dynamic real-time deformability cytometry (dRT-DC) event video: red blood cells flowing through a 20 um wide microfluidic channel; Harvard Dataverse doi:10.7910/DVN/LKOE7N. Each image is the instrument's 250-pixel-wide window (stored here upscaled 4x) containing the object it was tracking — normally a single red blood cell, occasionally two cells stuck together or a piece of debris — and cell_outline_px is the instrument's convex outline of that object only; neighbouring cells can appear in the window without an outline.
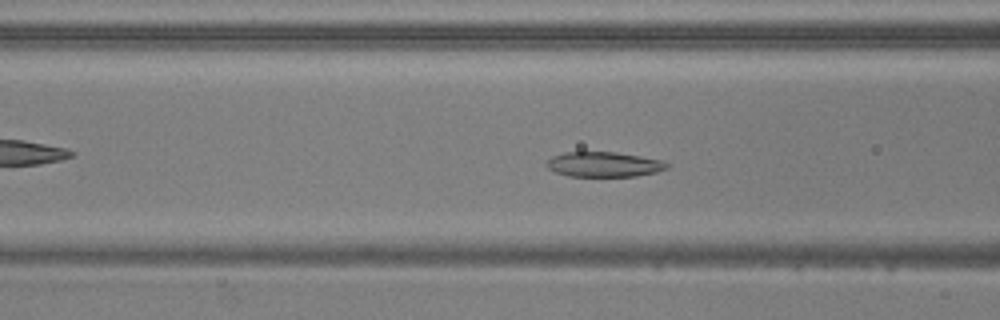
{"species": "common noctule bat (a hibernating species)", "species_latin": "Nyctalus noctula", "temperature_condition": "warm", "stored_images_in_passage": 53, "camera_frame_rate_fps": 3000, "um_per_image_px": 0.085, "animal": {"sex": "male", "body_mass_g": 20.5, "forearm_length_mm": 52.5}, "frame": {"image": 1, "passage_image": 21, "time_ms": 6.667, "image_size_px": [1000, 320], "cell_outline_px": [[668, 168], [656, 172], [636, 176], [568, 176], [556, 172], [548, 168], [544, 164], [552, 156], [564, 152], [616, 152], [640, 156], [660, 160], [668, 164]], "centroid_in_image_um": [51.3, 13.97], "position_along_channel_um": 115.3, "area_um2": 17.46}}
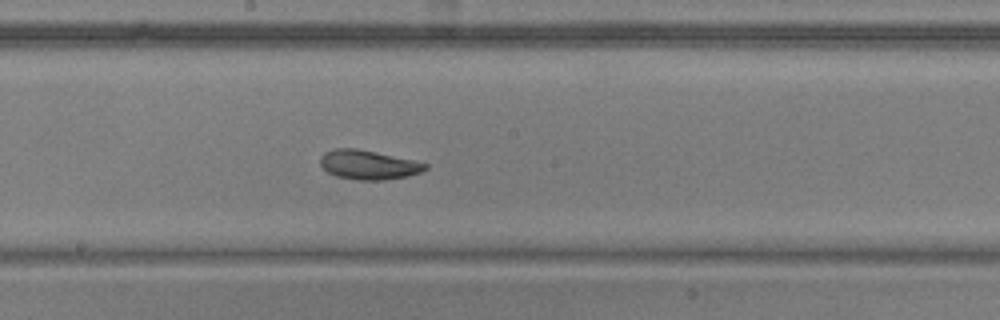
{"frame": {"image": 2, "passage_image": 29, "time_ms": 9.333, "image_size_px": [1000, 320], "cell_outline_px": [[428, 168], [420, 172], [408, 176], [384, 180], [356, 180], [336, 176], [328, 172], [320, 164], [320, 156], [324, 152], [336, 148], [356, 148], [376, 152], [412, 160], [428, 164]], "centroid_in_image_um": [31.29, 14.01], "position_along_channel_um": 216.9, "area_um2": 17.86}}
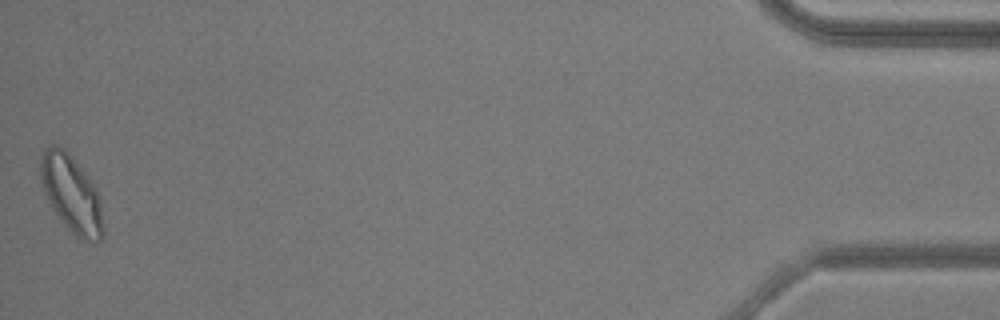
{"frame": {"image": 3, "passage_image": 53, "time_ms": 17.333, "image_size_px": [1000, 320], "cell_outline_px": [[104, 236], [100, 240], [92, 244], [80, 240], [60, 220], [52, 208], [44, 192], [40, 176], [40, 160], [48, 144], [56, 144], [64, 148], [68, 152], [92, 180], [100, 196], [104, 228]], "centroid_in_image_um": [6.11, 16.51], "position_along_channel_um": 429.1, "area_um2": 28.67}, "authors_computed_cell_mechanics": {"area_um2": 19.652, "velocity_mm_per_s": 3.8029, "shape_relaxation_time_tau1_ms": 4.8468, "shape_relaxation_time_tau2_ms": 4.5458, "deformation_change_tau1": 0.1619, "deformation_change_tau2": 0.0747}}